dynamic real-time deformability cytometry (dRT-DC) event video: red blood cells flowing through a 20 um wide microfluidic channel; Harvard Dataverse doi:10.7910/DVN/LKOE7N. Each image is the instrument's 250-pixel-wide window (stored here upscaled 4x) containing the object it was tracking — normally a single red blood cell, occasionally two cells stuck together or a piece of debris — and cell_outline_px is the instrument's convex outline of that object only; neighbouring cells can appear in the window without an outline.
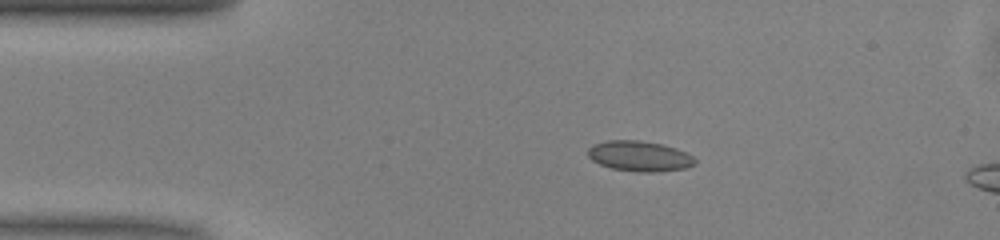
{"species": "common noctule bat (a hibernating species)", "species_latin": "Nyctalus noctula", "temperature_condition": "warm", "stored_images_in_passage": 5, "camera_frame_rate_fps": 3000, "um_per_image_px": 0.085, "animal": {"sex": "male", "body_mass_g": 13.0, "forearm_length_mm": 53.1}, "frame": {"image": 1, "passage_image": 1, "time_ms": 0.0, "image_size_px": [1000, 240], "cell_outline_px": [[696, 164], [684, 168], [656, 172], [636, 172], [612, 168], [600, 164], [592, 160], [588, 156], [588, 148], [592, 144], [608, 140], [640, 140], [660, 144], [676, 148], [692, 156], [696, 160]], "centroid_in_image_um": [54.33, 13.27], "position_along_channel_um": 30.7, "area_um2": 18.9}}